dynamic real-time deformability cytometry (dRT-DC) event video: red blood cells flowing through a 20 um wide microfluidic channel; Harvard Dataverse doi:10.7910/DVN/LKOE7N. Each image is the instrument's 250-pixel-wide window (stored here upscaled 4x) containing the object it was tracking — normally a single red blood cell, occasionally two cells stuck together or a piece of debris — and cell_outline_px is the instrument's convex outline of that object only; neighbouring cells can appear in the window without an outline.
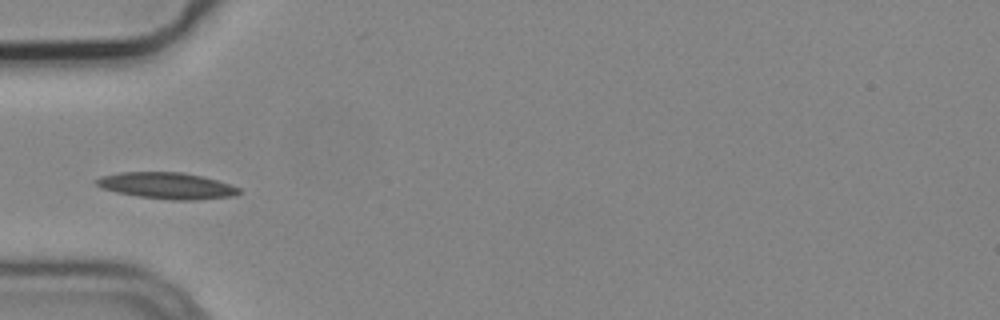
{"species": "common noctule bat (a hibernating species)", "species_latin": "Nyctalus noctula", "temperature_condition": "cold", "stored_images_in_passage": 4, "camera_frame_rate_fps": 3000, "um_per_image_px": 0.085, "animal": {"sex": "male", "body_mass_g": 19.2, "forearm_length_mm": 51.8}, "frame": {"image": 1, "passage_image": 4, "time_ms": 1.0, "image_size_px": [1000, 320], "cell_outline_px": [[240, 192], [236, 196], [192, 200], [172, 200], [140, 196], [116, 192], [100, 188], [96, 184], [96, 180], [100, 176], [120, 172], [180, 172], [200, 176], [216, 180], [240, 188]], "centroid_in_image_um": [14.16, 15.78], "position_along_channel_um": 70.8, "area_um2": 21.73}}